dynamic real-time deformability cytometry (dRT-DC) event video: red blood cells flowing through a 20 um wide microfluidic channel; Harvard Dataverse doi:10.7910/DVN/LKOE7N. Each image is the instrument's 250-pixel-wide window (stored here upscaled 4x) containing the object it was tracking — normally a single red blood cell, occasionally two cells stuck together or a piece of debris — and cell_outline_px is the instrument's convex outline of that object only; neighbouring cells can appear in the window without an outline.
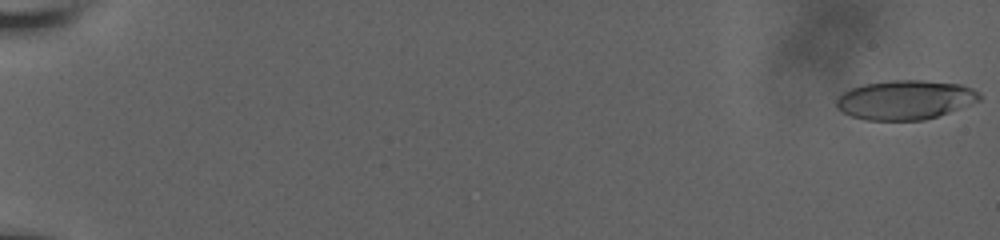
{"species": "human", "species_latin": "Homo sapiens", "temperature_condition": "room temperature", "stored_images_in_passage": 65, "camera_frame_rate_fps": 3000, "um_per_image_px": 0.085, "donor": {"sex": "male"}, "frame": {"image": 1, "passage_image": 1, "time_ms": 0.0, "image_size_px": [1000, 240], "cell_outline_px": [[984, 96], [980, 100], [948, 112], [924, 120], [864, 120], [852, 116], [836, 108], [836, 100], [844, 92], [852, 88], [864, 84], [892, 80], [924, 80], [960, 84], [972, 88], [980, 92]], "centroid_in_image_um": [76.96, 8.48], "position_along_channel_um": 8.0, "area_um2": 32.66}}
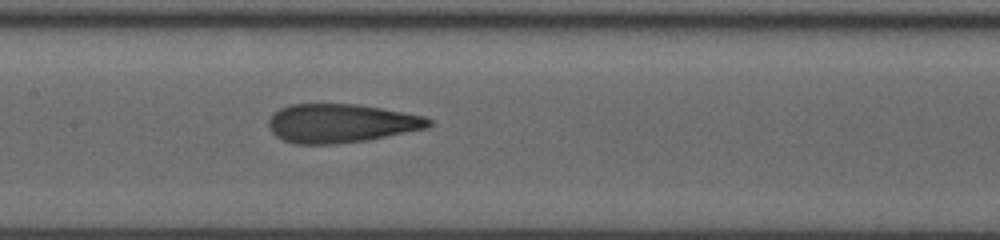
{"frame": {"image": 2, "passage_image": 37, "time_ms": 10.333, "image_size_px": [1000, 240], "cell_outline_px": [[432, 124], [428, 128], [368, 140], [336, 144], [296, 144], [284, 140], [276, 136], [268, 128], [268, 120], [272, 112], [280, 108], [292, 104], [356, 104], [380, 108], [424, 116], [432, 120]], "centroid_in_image_um": [28.96, 10.48], "position_along_channel_um": 178.4, "area_um2": 36.3}}
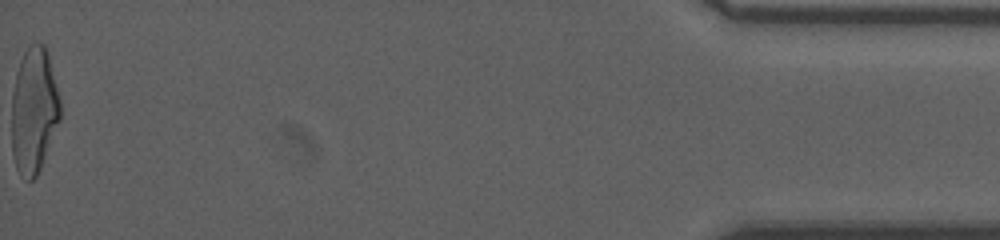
{"frame": {"image": 3, "passage_image": 65, "time_ms": 19.333, "image_size_px": [1000, 240], "cell_outline_px": [[60, 120], [40, 168], [36, 176], [32, 180], [28, 180], [20, 176], [16, 168], [12, 152], [12, 92], [16, 72], [20, 60], [24, 52], [32, 44], [44, 44], [48, 52], [60, 100]], "centroid_in_image_um": [2.87, 9.4], "position_along_channel_um": 432.3, "area_um2": 35.55}, "authors_computed_cell_mechanics": {"area_um2": 36.0672, "velocity_mm_per_s": 3.8106, "shape_relaxation_time_tau1_ms": 7.4526, "shape_relaxation_time_tau2_ms": 1.3409, "deformation_change_tau1": 0.2291, "deformation_change_tau2": 0.1077}}